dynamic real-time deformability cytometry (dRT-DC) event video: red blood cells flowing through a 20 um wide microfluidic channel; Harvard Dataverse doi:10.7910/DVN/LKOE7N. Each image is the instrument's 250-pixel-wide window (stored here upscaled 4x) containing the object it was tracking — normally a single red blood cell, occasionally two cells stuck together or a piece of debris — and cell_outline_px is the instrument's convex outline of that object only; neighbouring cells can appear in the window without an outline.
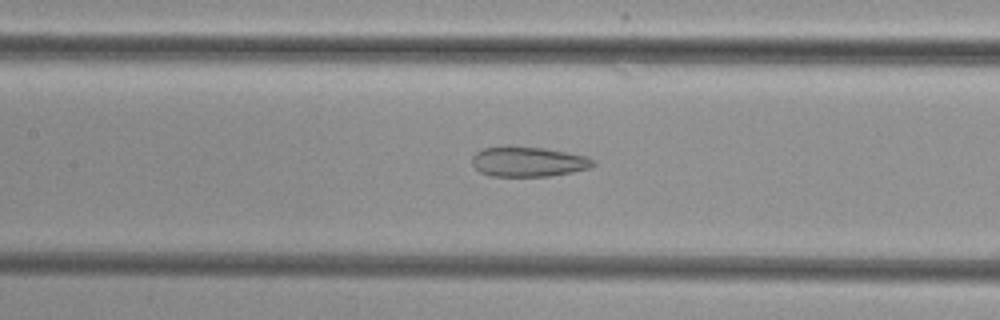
{"species": "common noctule bat (a hibernating species)", "species_latin": "Nyctalus noctula", "temperature_condition": "cold", "stored_images_in_passage": 51, "camera_frame_rate_fps": 3000, "um_per_image_px": 0.085, "animal": {"sex": "female", "body_mass_g": 29.2, "forearm_length_mm": 56.3}, "frame": {"image": 1, "passage_image": 24, "time_ms": 7.667, "image_size_px": [1000, 320], "cell_outline_px": [[596, 164], [592, 168], [572, 172], [548, 176], [492, 176], [480, 172], [472, 164], [472, 156], [476, 152], [484, 148], [508, 144], [544, 148], [588, 156], [596, 160]], "centroid_in_image_um": [44.92, 13.72], "position_along_channel_um": 162.5, "area_um2": 21.68}}
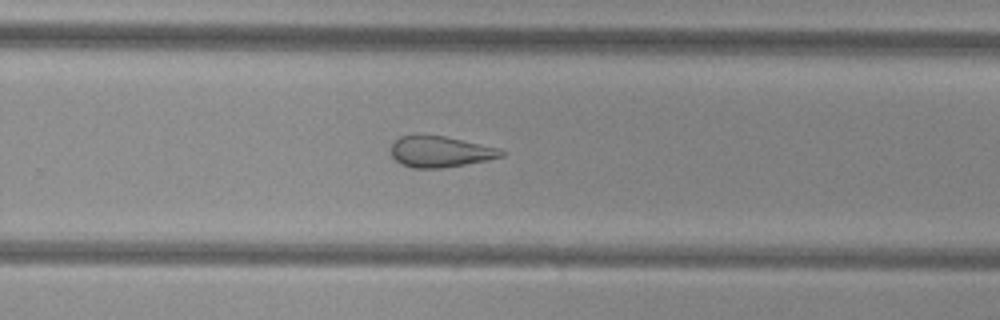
{"frame": {"image": 2, "passage_image": 34, "time_ms": 11.0, "image_size_px": [1000, 320], "cell_outline_px": [[508, 152], [504, 156], [488, 160], [440, 168], [412, 168], [400, 164], [392, 156], [392, 144], [400, 136], [416, 132], [424, 132], [444, 136], [500, 148]], "centroid_in_image_um": [37.41, 12.85], "position_along_channel_um": 292.4, "area_um2": 20.52}}
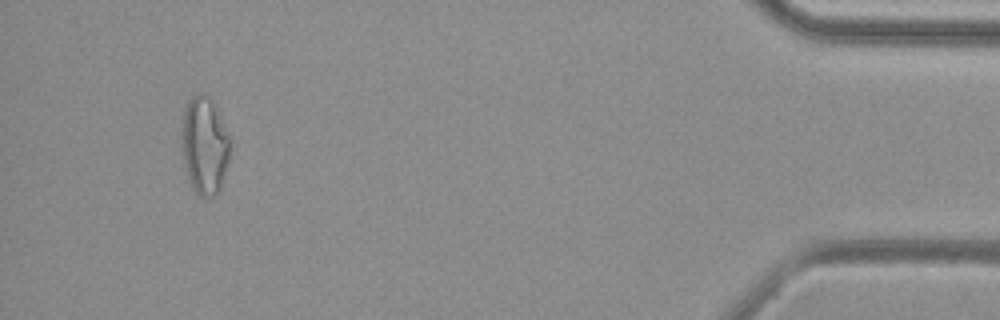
{"frame": {"image": 3, "passage_image": 49, "time_ms": 16.0, "image_size_px": [1000, 320], "cell_outline_px": [[232, 144], [220, 192], [212, 196], [200, 196], [192, 188], [188, 180], [180, 152], [180, 128], [184, 108], [188, 100], [196, 92], [200, 92], [208, 96], [220, 116], [232, 140]], "centroid_in_image_um": [17.35, 12.36], "position_along_channel_um": 417.9, "area_um2": 28.44}}